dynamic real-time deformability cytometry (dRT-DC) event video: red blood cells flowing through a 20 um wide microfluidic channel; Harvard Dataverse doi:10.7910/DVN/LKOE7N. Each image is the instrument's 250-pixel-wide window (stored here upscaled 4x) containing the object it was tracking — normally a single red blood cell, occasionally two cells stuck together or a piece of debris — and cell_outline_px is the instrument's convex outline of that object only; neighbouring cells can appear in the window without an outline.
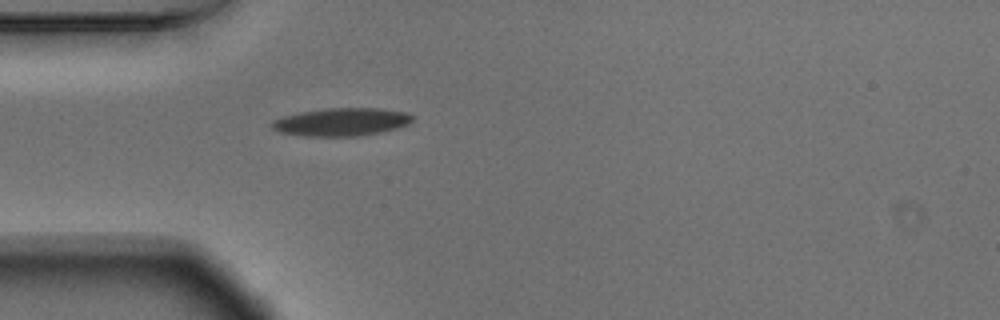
{"species": "Egyptian fruit bat (a non-hibernating species)", "species_latin": "Rousettus aegyptiacus", "temperature_condition": "warm", "stored_images_in_passage": 40, "camera_frame_rate_fps": 3000, "um_per_image_px": 0.085, "animal": {"sex": "male"}, "frame": {"image": 1, "passage_image": 1, "time_ms": 0.0, "image_size_px": [1000, 320], "cell_outline_px": [[412, 120], [408, 124], [396, 128], [380, 132], [356, 136], [304, 136], [280, 132], [272, 128], [272, 120], [284, 116], [300, 112], [328, 108], [376, 108], [408, 112], [412, 116]], "centroid_in_image_um": [29.02, 10.36], "position_along_channel_um": 56.0, "area_um2": 22.72}}
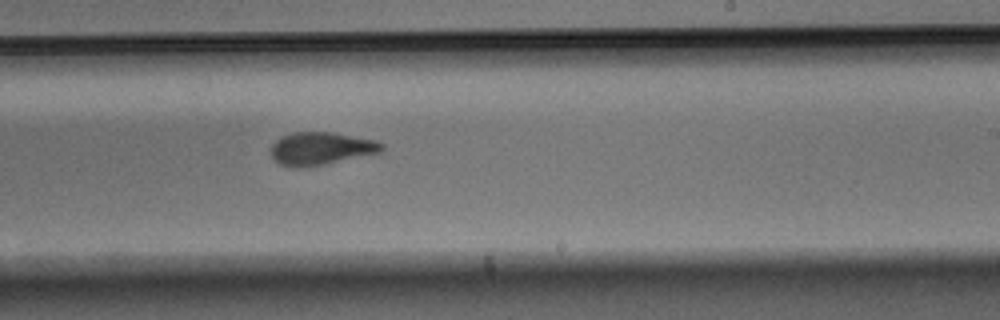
{"frame": {"image": 2, "passage_image": 18, "time_ms": 5.667, "image_size_px": [1000, 320], "cell_outline_px": [[384, 148], [380, 152], [324, 164], [300, 168], [296, 168], [280, 164], [272, 160], [272, 144], [280, 136], [292, 132], [332, 132], [376, 140], [384, 144]], "centroid_in_image_um": [27.25, 12.62], "position_along_channel_um": 261.7, "area_um2": 21.15}}
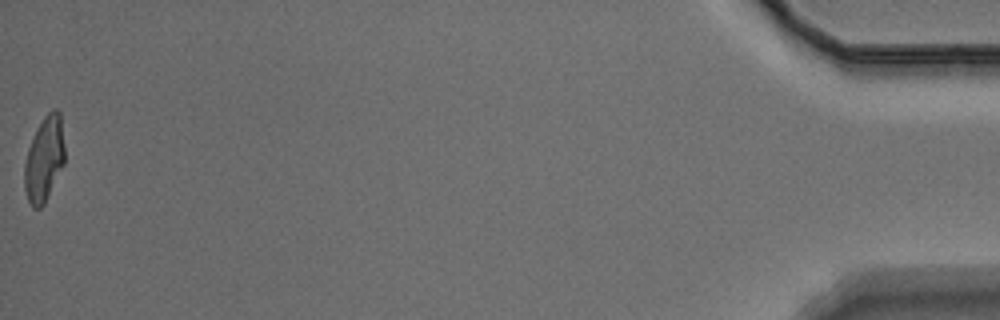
{"frame": {"image": 3, "passage_image": 40, "time_ms": 13.0, "image_size_px": [1000, 320], "cell_outline_px": [[64, 164], [44, 204], [40, 208], [32, 208], [28, 200], [24, 188], [24, 164], [28, 148], [36, 128], [44, 116], [52, 108], [56, 108], [60, 112], [64, 144]], "centroid_in_image_um": [3.75, 13.51], "position_along_channel_um": 431.4, "area_um2": 20.06}, "authors_computed_cell_mechanics": {"area_um2": 21.2993, "velocity_mm_per_s": 3.687, "shape_relaxation_time_tau1_ms": 6.2447, "shape_relaxation_time_tau2_ms": 2.627, "deformation_change_tau1": 0.2039, "deformation_change_tau2": 0.1009}}